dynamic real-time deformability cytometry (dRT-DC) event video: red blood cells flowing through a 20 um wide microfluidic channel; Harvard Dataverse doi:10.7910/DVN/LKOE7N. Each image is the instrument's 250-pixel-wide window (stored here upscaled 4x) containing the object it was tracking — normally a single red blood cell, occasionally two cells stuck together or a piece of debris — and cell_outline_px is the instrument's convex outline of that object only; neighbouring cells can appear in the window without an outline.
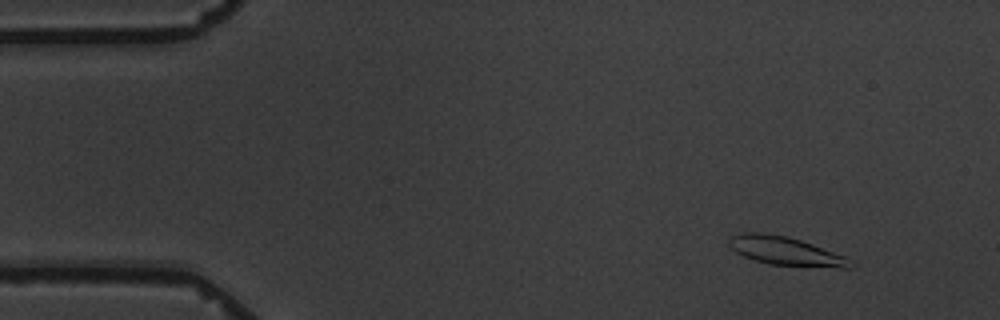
{"species": "common noctule bat (a hibernating species)", "species_latin": "Nyctalus noctula", "temperature_condition": "warm", "stored_images_in_passage": 6, "camera_frame_rate_fps": 3000, "um_per_image_px": 0.085, "animal": {"sex": "male", "body_mass_g": 19.5, "forearm_length_mm": 54.6}, "frame": {"image": 1, "passage_image": 2, "time_ms": 1.333, "image_size_px": [1000, 320], "cell_outline_px": [[856, 264], [852, 268], [840, 268], [768, 264], [744, 256], [736, 252], [728, 244], [728, 236], [744, 232], [756, 232], [788, 236], [812, 244], [844, 256]], "centroid_in_image_um": [66.77, 21.34], "position_along_channel_um": 18.2, "area_um2": 20.17}}
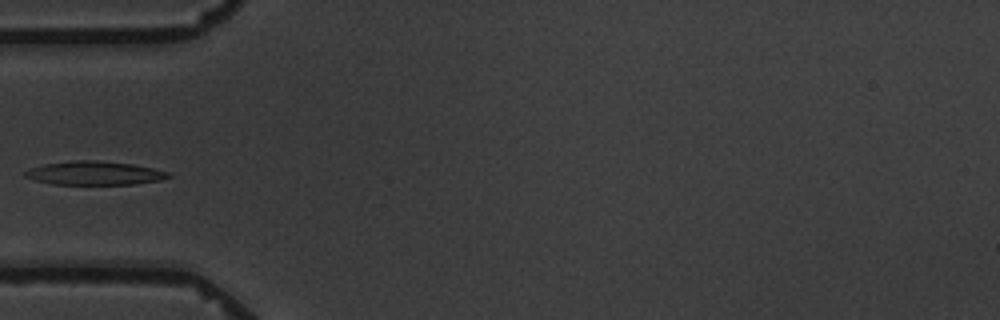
{"frame": {"image": 2, "passage_image": 6, "time_ms": 5.667, "image_size_px": [1000, 320], "cell_outline_px": [[172, 176], [160, 180], [136, 184], [52, 184], [36, 180], [24, 176], [24, 172], [32, 168], [44, 164], [72, 160], [92, 160], [132, 164], [152, 168], [168, 172]], "centroid_in_image_um": [8.03, 14.71], "position_along_channel_um": 77.0, "area_um2": 19.54}}